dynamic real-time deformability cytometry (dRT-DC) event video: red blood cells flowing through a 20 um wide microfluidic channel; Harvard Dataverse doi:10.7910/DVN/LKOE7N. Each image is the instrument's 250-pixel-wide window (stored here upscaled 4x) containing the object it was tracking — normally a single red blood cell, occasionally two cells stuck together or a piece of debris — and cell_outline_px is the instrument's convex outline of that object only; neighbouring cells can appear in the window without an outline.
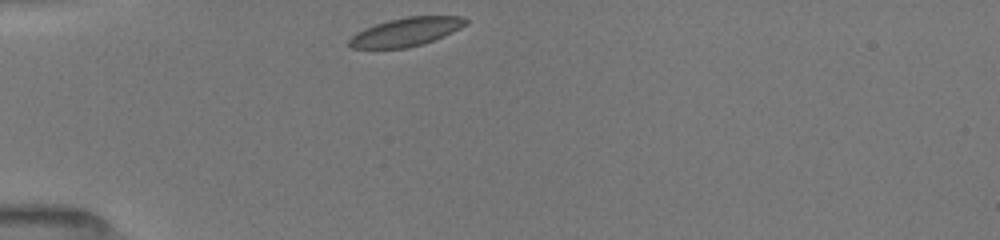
{"species": "common noctule bat (a hibernating species)", "species_latin": "Nyctalus noctula", "temperature_condition": "room temperature", "stored_images_in_passage": 32, "camera_frame_rate_fps": 3000, "um_per_image_px": 0.085, "animal": {"sex": "female", "body_mass_g": 19.5, "forearm_length_mm": 54.1}, "frame": {"image": 1, "passage_image": 1, "time_ms": 0.0, "image_size_px": [1000, 240], "cell_outline_px": [[468, 24], [444, 36], [424, 44], [408, 48], [352, 48], [348, 44], [348, 40], [356, 32], [364, 28], [388, 20], [408, 16], [460, 16], [468, 20]], "centroid_in_image_um": [34.52, 2.71], "position_along_channel_um": 50.5, "area_um2": 19.42}}
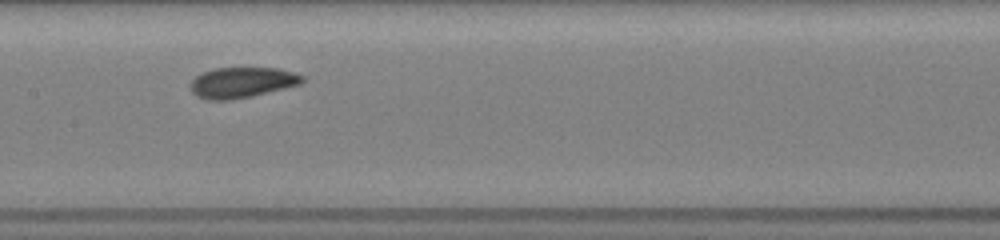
{"frame": {"image": 2, "passage_image": 13, "time_ms": 4.0, "image_size_px": [1000, 240], "cell_outline_px": [[304, 80], [300, 84], [252, 96], [228, 100], [208, 100], [196, 96], [192, 92], [188, 84], [200, 72], [212, 68], [276, 68], [292, 72], [304, 76]], "centroid_in_image_um": [20.5, 7.01], "position_along_channel_um": 186.9, "area_um2": 20.0}}
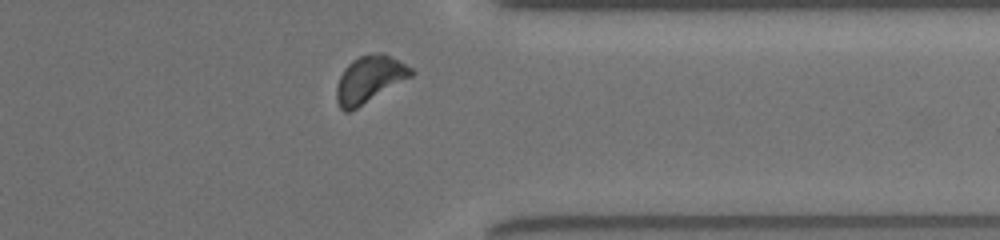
{"frame": {"image": 3, "passage_image": 28, "time_ms": 9.0, "image_size_px": [1000, 240], "cell_outline_px": [[416, 72], [412, 76], [356, 108], [348, 112], [344, 112], [340, 108], [336, 100], [336, 88], [340, 76], [344, 68], [352, 60], [360, 56], [376, 52], [384, 52], [400, 60], [412, 68]], "centroid_in_image_um": [31.41, 6.71], "position_along_channel_um": 380.0, "area_um2": 20.35}, "authors_computed_cell_mechanics": {"area_um2": 19.8254, "velocity_mm_per_s": 3.933, "shape_relaxation_time_tau1_ms": 2.216, "shape_relaxation_time_tau2_ms": 3.4392, "deformation_change_tau1": 0.075, "deformation_change_tau2": 0.076}}